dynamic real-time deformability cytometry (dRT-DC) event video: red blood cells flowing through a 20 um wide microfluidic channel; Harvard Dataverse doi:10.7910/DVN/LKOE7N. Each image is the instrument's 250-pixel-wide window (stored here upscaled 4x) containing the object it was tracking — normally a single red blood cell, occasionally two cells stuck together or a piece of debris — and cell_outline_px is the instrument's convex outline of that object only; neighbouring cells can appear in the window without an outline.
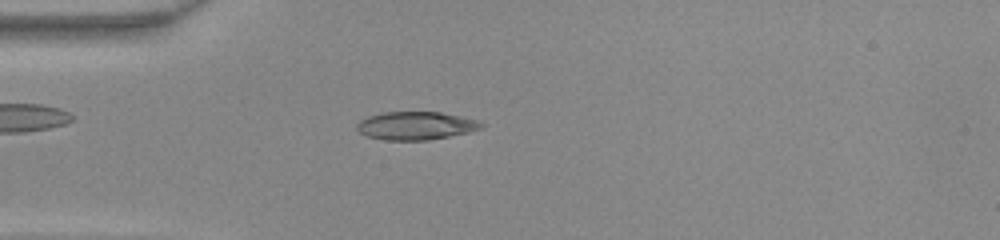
{"species": "common noctule bat (a hibernating species)", "species_latin": "Nyctalus noctula", "temperature_condition": "warm", "stored_images_in_passage": 38, "camera_frame_rate_fps": 3000, "um_per_image_px": 0.085, "animal": {"sex": "female", "body_mass_g": 22.0, "forearm_length_mm": 56.7}, "frame": {"image": 1, "passage_image": 4, "time_ms": 1.0, "image_size_px": [1000, 240], "cell_outline_px": [[484, 124], [480, 128], [468, 132], [428, 140], [384, 140], [368, 136], [360, 132], [356, 128], [356, 124], [360, 120], [368, 116], [384, 112], [440, 112], [480, 120]], "centroid_in_image_um": [35.33, 10.68], "position_along_channel_um": 49.7, "area_um2": 20.29}}
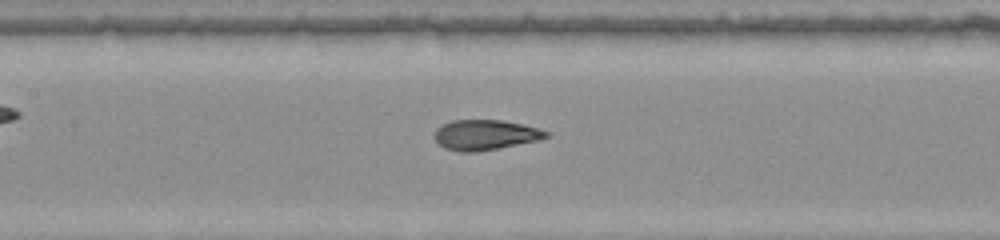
{"frame": {"image": 2, "passage_image": 13, "time_ms": 4.0, "image_size_px": [1000, 240], "cell_outline_px": [[552, 136], [540, 140], [476, 152], [460, 152], [444, 148], [436, 140], [436, 128], [452, 120], [504, 120], [524, 124], [552, 132]], "centroid_in_image_um": [41.33, 11.46], "position_along_channel_um": 166.1, "area_um2": 19.77}}
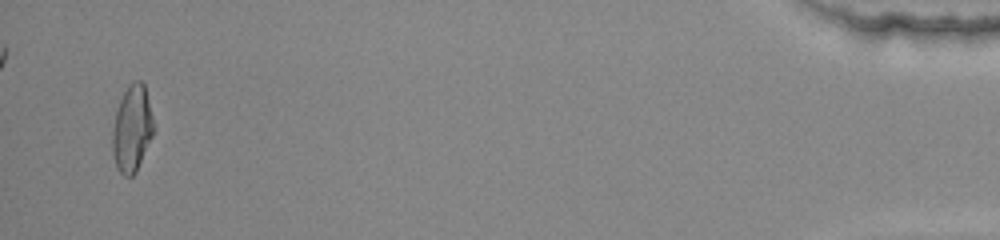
{"frame": {"image": 3, "passage_image": 37, "time_ms": 12.0, "image_size_px": [1000, 240], "cell_outline_px": [[152, 136], [136, 172], [132, 176], [124, 176], [116, 168], [112, 152], [112, 132], [116, 112], [120, 100], [128, 84], [132, 80], [140, 80], [144, 84], [152, 116]], "centroid_in_image_um": [11.2, 10.94], "position_along_channel_um": 424.0, "area_um2": 20.52}}